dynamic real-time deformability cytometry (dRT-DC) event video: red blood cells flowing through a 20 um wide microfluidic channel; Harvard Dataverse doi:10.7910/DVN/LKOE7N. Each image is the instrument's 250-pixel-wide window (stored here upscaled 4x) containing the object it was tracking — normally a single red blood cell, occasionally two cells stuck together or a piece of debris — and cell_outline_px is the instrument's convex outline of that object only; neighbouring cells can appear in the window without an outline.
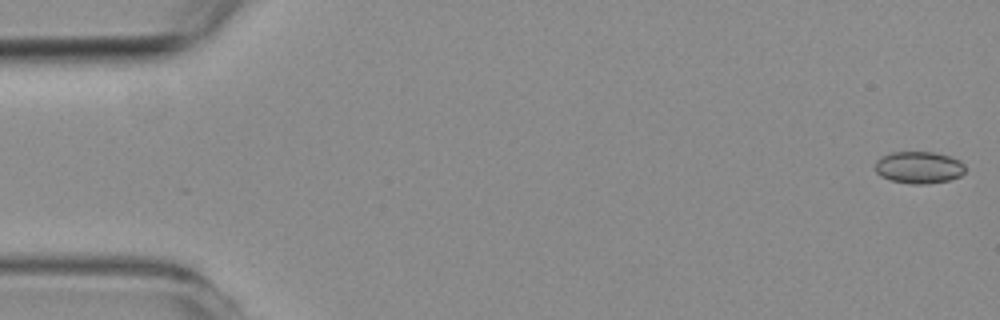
{"species": "common noctule bat (a hibernating species)", "species_latin": "Nyctalus noctula", "temperature_condition": "room temperature", "stored_images_in_passage": 52, "camera_frame_rate_fps": 3000, "um_per_image_px": 0.085, "animal": {"sex": "female", "body_mass_g": 19.3, "forearm_length_mm": 54.1}, "frame": {"image": 1, "passage_image": 1, "time_ms": 0.0, "image_size_px": [1000, 320], "cell_outline_px": [[964, 172], [960, 176], [948, 180], [924, 184], [912, 184], [892, 180], [880, 176], [876, 172], [876, 160], [880, 156], [892, 152], [932, 152], [948, 156], [960, 160], [964, 164]], "centroid_in_image_um": [78.08, 14.22], "position_along_channel_um": 6.9, "area_um2": 16.7}}
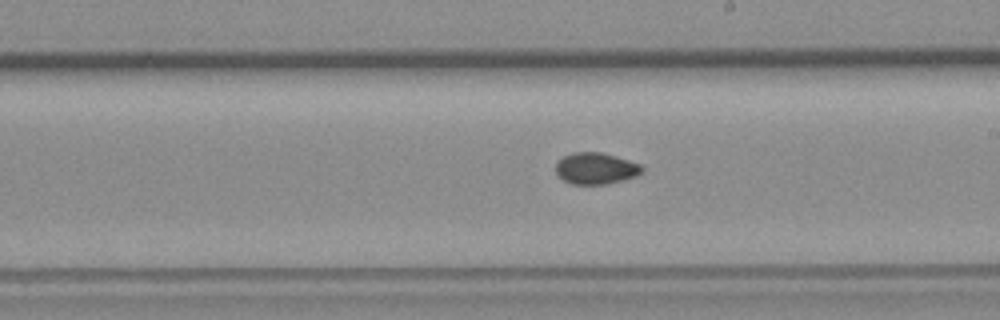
{"frame": {"image": 2, "passage_image": 31, "time_ms": 10.0, "image_size_px": [1000, 320], "cell_outline_px": [[644, 172], [636, 176], [608, 184], [572, 184], [556, 176], [556, 164], [564, 156], [572, 152], [600, 152], [616, 156], [640, 164], [644, 168]], "centroid_in_image_um": [50.65, 14.32], "position_along_channel_um": 238.3, "area_um2": 15.9}}
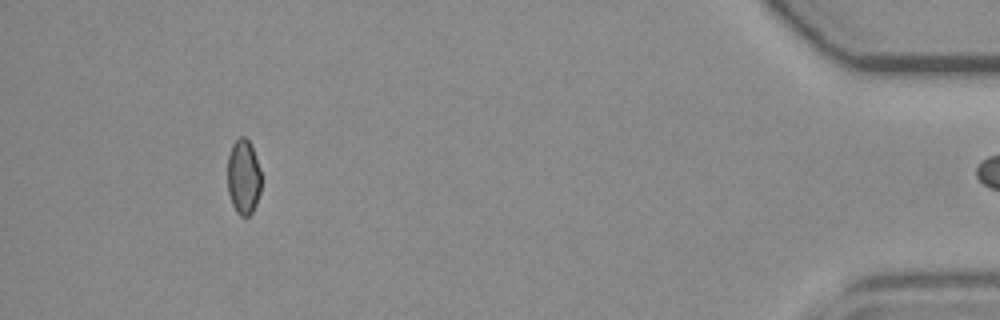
{"frame": {"image": 3, "passage_image": 51, "time_ms": 16.667, "image_size_px": [1000, 320], "cell_outline_px": [[260, 192], [256, 204], [252, 212], [248, 216], [240, 216], [236, 212], [232, 204], [228, 192], [228, 156], [232, 144], [240, 136], [244, 136], [252, 144], [260, 168]], "centroid_in_image_um": [20.69, 15.02], "position_along_channel_um": 414.5, "area_um2": 14.85}}